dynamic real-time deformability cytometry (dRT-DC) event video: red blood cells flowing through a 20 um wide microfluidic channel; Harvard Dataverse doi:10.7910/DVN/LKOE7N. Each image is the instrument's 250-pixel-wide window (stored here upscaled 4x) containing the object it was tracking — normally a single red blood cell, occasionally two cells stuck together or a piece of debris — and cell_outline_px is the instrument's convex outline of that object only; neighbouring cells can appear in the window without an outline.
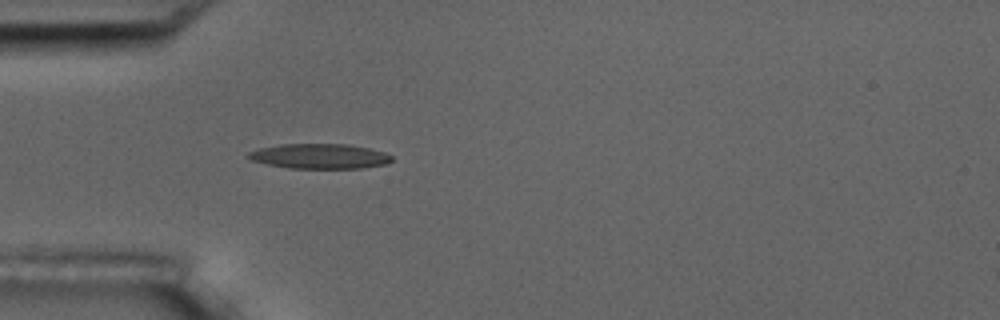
{"species": "common noctule bat (a hibernating species)", "species_latin": "Nyctalus noctula", "temperature_condition": "room temperature", "stored_images_in_passage": 2, "camera_frame_rate_fps": 3000, "um_per_image_px": 0.085, "animal": {"sex": "male", "body_mass_g": 17.5, "forearm_length_mm": 52.3}, "frame": {"image": 1, "passage_image": 2, "time_ms": 0.333, "image_size_px": [1000, 320], "cell_outline_px": [[392, 160], [388, 164], [364, 168], [288, 168], [268, 164], [252, 160], [248, 156], [248, 152], [260, 148], [280, 144], [348, 144], [368, 148], [384, 152], [392, 156]], "centroid_in_image_um": [27.21, 13.28], "position_along_channel_um": 57.8, "area_um2": 20.81}}